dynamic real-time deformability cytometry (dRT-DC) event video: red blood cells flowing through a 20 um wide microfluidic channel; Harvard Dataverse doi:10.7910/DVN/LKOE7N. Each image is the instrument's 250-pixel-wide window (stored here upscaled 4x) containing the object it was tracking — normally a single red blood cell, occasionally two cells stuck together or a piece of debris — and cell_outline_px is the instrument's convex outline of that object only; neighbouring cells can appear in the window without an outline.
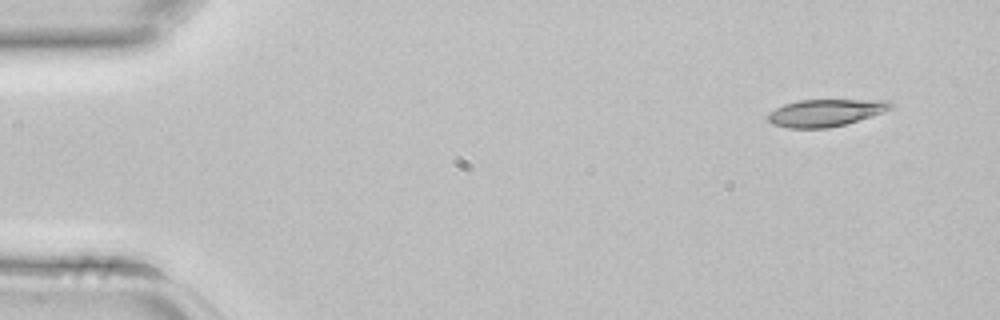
{"species": "common noctule bat (a hibernating species)", "species_latin": "Nyctalus noctula", "temperature_condition": "room temperature", "stored_images_in_passage": 3, "camera_frame_rate_fps": 3000, "um_per_image_px": 0.085, "animal": {"sex": "female", "body_mass_g": 22.7, "forearm_length_mm": 54.2}, "frame": {"image": 1, "passage_image": 1, "time_ms": 0.0, "image_size_px": [1000, 320], "cell_outline_px": [[892, 108], [884, 112], [844, 124], [828, 128], [788, 128], [772, 124], [768, 120], [768, 112], [784, 104], [800, 100], [888, 100], [892, 104]], "centroid_in_image_um": [70.14, 9.58], "position_along_channel_um": 14.9, "area_um2": 19.31}}
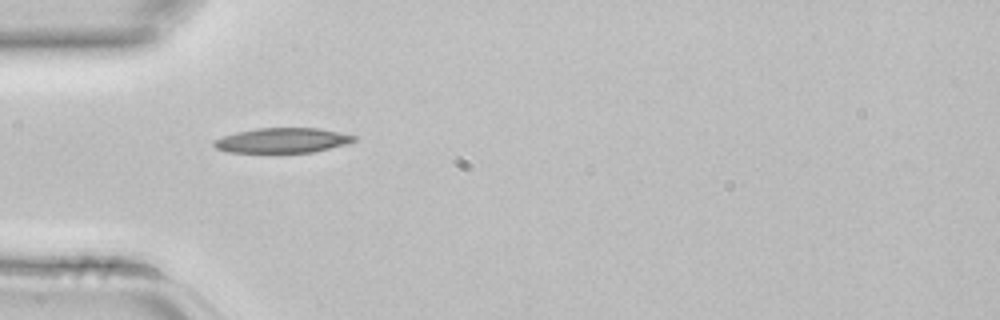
{"frame": {"image": 2, "passage_image": 3, "time_ms": 0.667, "image_size_px": [1000, 320], "cell_outline_px": [[356, 140], [348, 144], [312, 152], [228, 152], [216, 148], [212, 144], [212, 140], [236, 132], [256, 128], [320, 128], [356, 136]], "centroid_in_image_um": [23.99, 11.93], "position_along_channel_um": 61.0, "area_um2": 20.29}}